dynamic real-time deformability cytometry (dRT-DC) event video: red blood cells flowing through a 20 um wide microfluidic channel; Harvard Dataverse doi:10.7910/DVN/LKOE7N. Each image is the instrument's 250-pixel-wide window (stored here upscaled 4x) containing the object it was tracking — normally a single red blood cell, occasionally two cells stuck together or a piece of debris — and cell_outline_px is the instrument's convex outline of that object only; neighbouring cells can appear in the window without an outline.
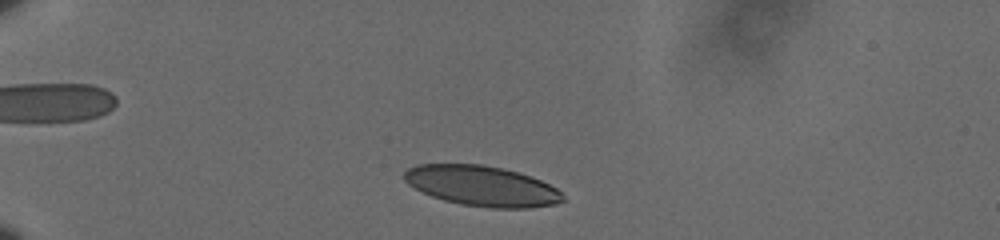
{"species": "human", "species_latin": "Homo sapiens", "temperature_condition": "cold", "stored_images_in_passage": 34, "camera_frame_rate_fps": 3000, "um_per_image_px": 0.085, "donor": {"sex": "male"}, "frame": {"image": 1, "passage_image": 1, "time_ms": 0.0, "image_size_px": [1000, 240], "cell_outline_px": [[568, 200], [556, 204], [528, 208], [492, 208], [460, 204], [444, 200], [432, 196], [408, 184], [404, 180], [404, 172], [408, 168], [416, 164], [480, 164], [504, 168], [520, 172], [540, 180], [556, 188]], "centroid_in_image_um": [40.99, 15.8], "position_along_channel_um": 44.0, "area_um2": 37.34}}
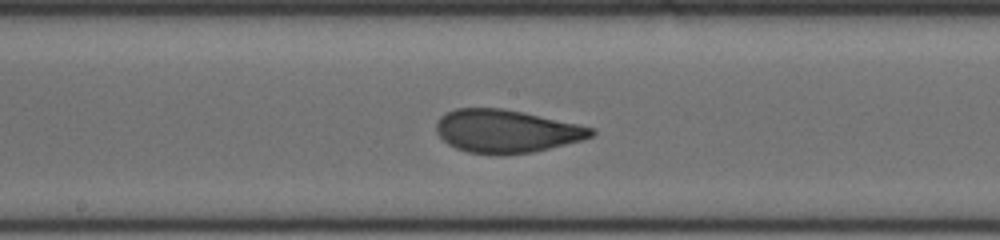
{"frame": {"image": 2, "passage_image": 19, "time_ms": 6.0, "image_size_px": [1000, 240], "cell_outline_px": [[596, 132], [592, 136], [584, 140], [532, 152], [500, 156], [468, 152], [456, 148], [448, 144], [436, 132], [436, 124], [440, 116], [456, 108], [500, 108], [524, 112], [596, 128]], "centroid_in_image_um": [43.06, 11.16], "position_along_channel_um": 205.1, "area_um2": 39.07}}
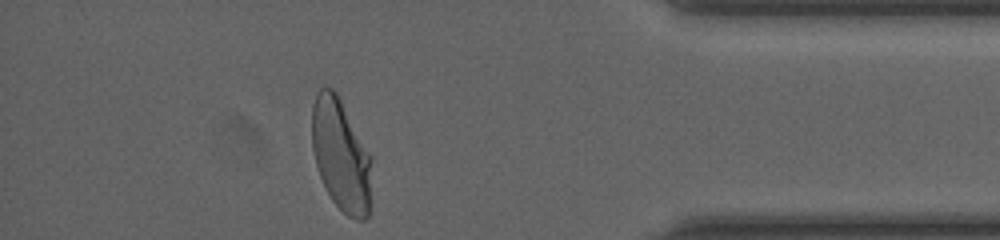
{"frame": {"image": 3, "passage_image": 34, "time_ms": 11.0, "image_size_px": [1000, 240], "cell_outline_px": [[372, 204], [368, 216], [364, 220], [356, 220], [348, 216], [332, 200], [320, 176], [316, 164], [312, 148], [312, 104], [316, 92], [320, 88], [332, 88], [336, 92], [372, 156]], "centroid_in_image_um": [29.02, 13.22], "position_along_channel_um": 406.2, "area_um2": 39.54}, "authors_computed_cell_mechanics": {"area_um2": 38.5526, "velocity_mm_per_s": 3.5879, "shape_relaxation_time_tau1_ms": 5.7638, "shape_relaxation_time_tau2_ms": 0.7485, "deformation_change_tau1": 0.1731, "deformation_change_tau2": 0.0614}}